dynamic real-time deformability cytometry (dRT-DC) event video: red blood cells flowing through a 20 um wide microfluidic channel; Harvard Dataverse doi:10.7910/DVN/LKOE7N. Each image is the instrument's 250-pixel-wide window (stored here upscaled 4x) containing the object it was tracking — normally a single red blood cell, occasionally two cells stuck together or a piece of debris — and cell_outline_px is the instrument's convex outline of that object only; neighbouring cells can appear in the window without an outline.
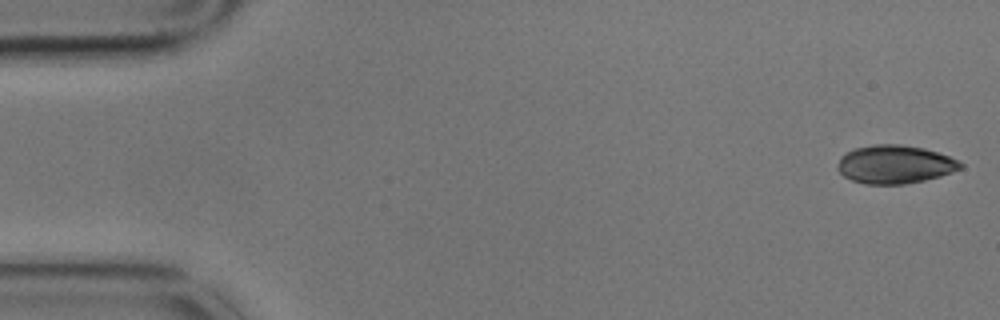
{"species": "common noctule bat (a hibernating species)", "species_latin": "Nyctalus noctula", "temperature_condition": "cold", "stored_images_in_passage": 50, "camera_frame_rate_fps": 3000, "um_per_image_px": 0.085, "animal": {"sex": "male", "body_mass_g": 17.9}, "frame": {"image": 1, "passage_image": 1, "time_ms": 0.0, "image_size_px": [1000, 320], "cell_outline_px": [[964, 168], [940, 176], [924, 180], [904, 184], [864, 184], [852, 180], [844, 176], [836, 168], [840, 156], [844, 152], [852, 148], [876, 144], [900, 144], [924, 148], [948, 156], [964, 164]], "centroid_in_image_um": [76.03, 13.96], "position_along_channel_um": 9.0, "area_um2": 27.63}}
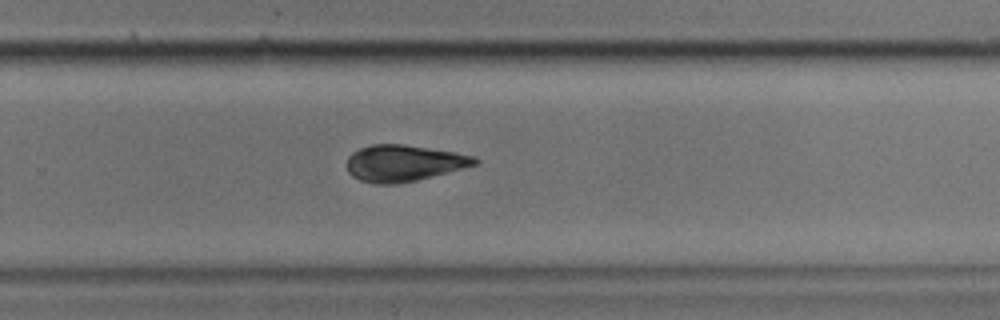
{"frame": {"image": 2, "passage_image": 37, "time_ms": 12.0, "image_size_px": [1000, 320], "cell_outline_px": [[480, 164], [416, 180], [396, 184], [376, 184], [360, 180], [352, 176], [348, 172], [348, 156], [352, 152], [360, 148], [372, 144], [404, 144], [456, 152], [476, 156], [480, 160]], "centroid_in_image_um": [34.35, 13.86], "position_along_channel_um": 295.4, "area_um2": 27.28}}
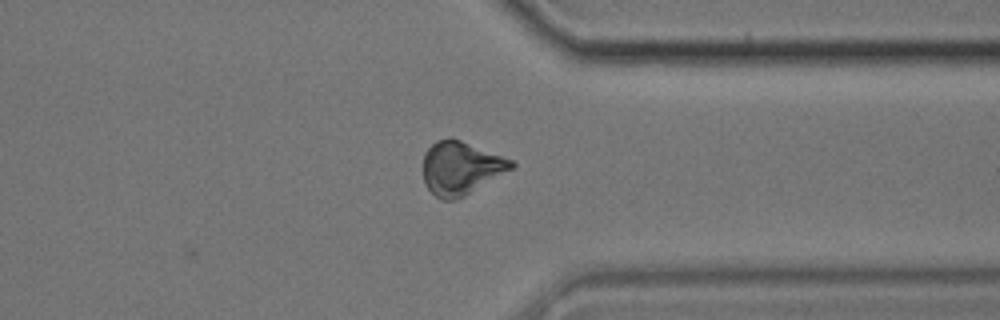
{"frame": {"image": 3, "passage_image": 44, "time_ms": 14.333, "image_size_px": [1000, 320], "cell_outline_px": [[516, 168], [464, 196], [456, 200], [444, 200], [436, 196], [428, 188], [424, 180], [424, 152], [436, 140], [460, 140], [512, 160], [516, 164]], "centroid_in_image_um": [39.21, 14.31], "position_along_channel_um": 372.2, "area_um2": 27.05}, "authors_computed_cell_mechanics": {"area_um2": 27.5995, "velocity_mm_per_s": 3.4146, "shape_relaxation_time_tau1_ms": 9.516, "shape_relaxation_time_tau2_ms": 1.8777, "deformation_change_tau1": 0.1958, "deformation_change_tau2": 0.0471}}